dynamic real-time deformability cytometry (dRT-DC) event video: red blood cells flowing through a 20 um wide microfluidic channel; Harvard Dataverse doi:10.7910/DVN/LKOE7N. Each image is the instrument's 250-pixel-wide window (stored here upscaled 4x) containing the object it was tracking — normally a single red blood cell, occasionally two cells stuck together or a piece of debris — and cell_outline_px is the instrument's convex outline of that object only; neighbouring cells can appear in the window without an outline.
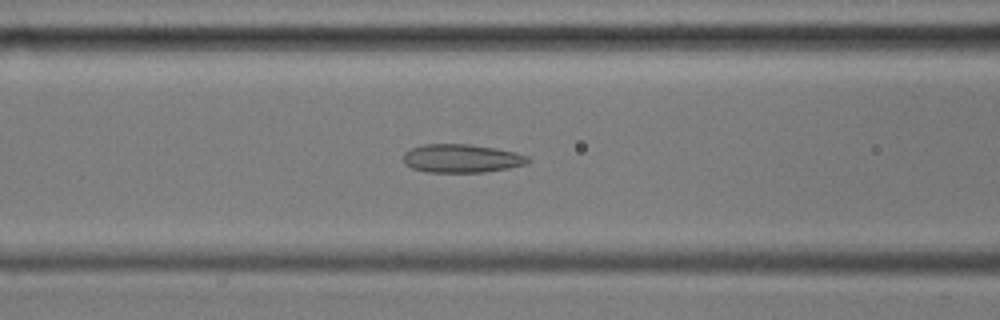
{"species": "common noctule bat (a hibernating species)", "species_latin": "Nyctalus noctula", "temperature_condition": "cold", "stored_images_in_passage": 40, "camera_frame_rate_fps": 3000, "um_per_image_px": 0.085, "animal": {"sex": "male", "body_mass_g": 17.9, "forearm_length_mm": 54.2}, "frame": {"image": 1, "passage_image": 13, "time_ms": 4.0, "image_size_px": [1000, 320], "cell_outline_px": [[532, 160], [528, 164], [508, 168], [484, 172], [428, 172], [412, 168], [404, 164], [404, 152], [412, 148], [424, 144], [468, 144], [496, 148], [516, 152], [528, 156]], "centroid_in_image_um": [39.27, 13.46], "position_along_channel_um": 127.3, "area_um2": 20.75}}
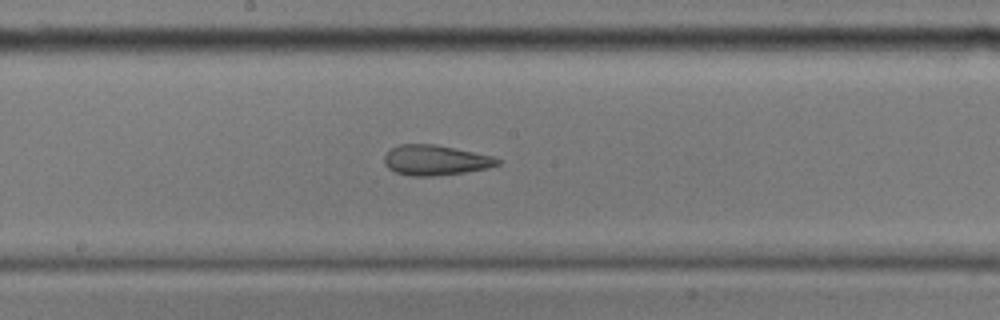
{"frame": {"image": 2, "passage_image": 20, "time_ms": 6.333, "image_size_px": [1000, 320], "cell_outline_px": [[500, 164], [484, 168], [464, 172], [432, 176], [412, 176], [396, 172], [388, 168], [384, 164], [384, 156], [392, 148], [400, 144], [436, 144], [492, 156], [500, 160]], "centroid_in_image_um": [36.97, 13.61], "position_along_channel_um": 211.2, "area_um2": 19.65}}
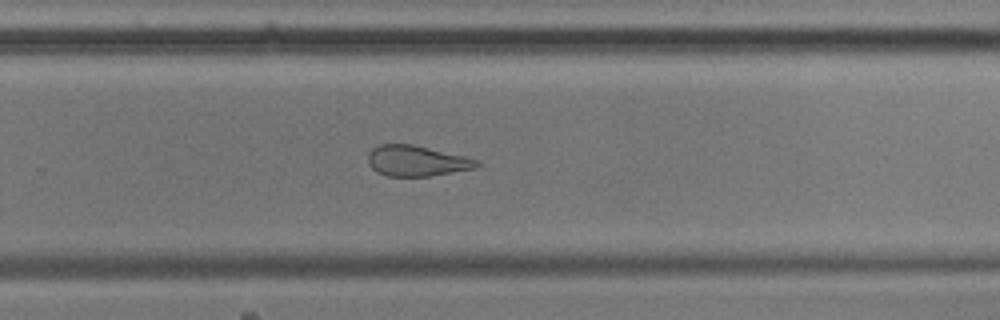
{"frame": {"image": 3, "passage_image": 27, "time_ms": 8.667, "image_size_px": [1000, 320], "cell_outline_px": [[480, 164], [476, 168], [428, 176], [388, 176], [376, 172], [368, 164], [368, 156], [372, 148], [380, 144], [412, 144], [464, 156], [480, 160]], "centroid_in_image_um": [35.4, 13.67], "position_along_channel_um": 294.4, "area_um2": 19.36}}